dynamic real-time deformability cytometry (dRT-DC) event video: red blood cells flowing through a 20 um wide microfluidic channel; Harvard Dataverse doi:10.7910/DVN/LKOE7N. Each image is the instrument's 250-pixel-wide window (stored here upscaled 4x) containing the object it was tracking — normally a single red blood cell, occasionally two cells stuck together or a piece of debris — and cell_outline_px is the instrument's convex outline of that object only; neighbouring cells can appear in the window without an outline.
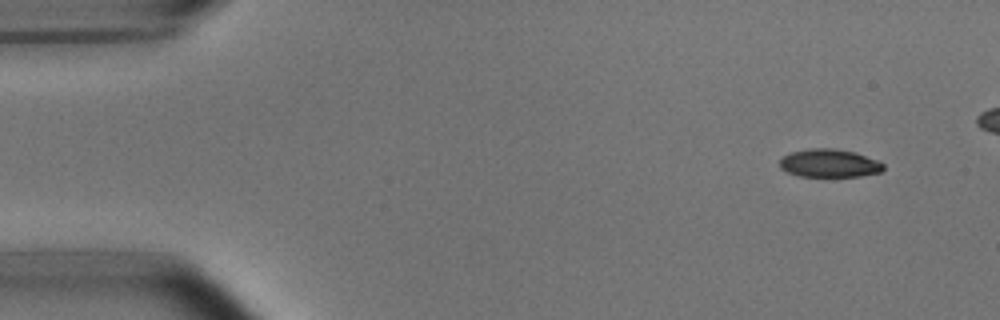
{"species": "common noctule bat (a hibernating species)", "species_latin": "Nyctalus noctula", "temperature_condition": "room temperature", "stored_images_in_passage": 4, "camera_frame_rate_fps": 3000, "um_per_image_px": 0.085, "animal": {"sex": "male", "body_mass_g": 15.6}, "frame": {"image": 1, "passage_image": 1, "time_ms": 0.0, "image_size_px": [1000, 320], "cell_outline_px": [[884, 168], [880, 172], [860, 176], [800, 176], [788, 172], [780, 168], [780, 160], [784, 156], [792, 152], [808, 148], [832, 148], [852, 152], [876, 160], [884, 164]], "centroid_in_image_um": [70.47, 13.87], "position_along_channel_um": 14.5, "area_um2": 16.7}}